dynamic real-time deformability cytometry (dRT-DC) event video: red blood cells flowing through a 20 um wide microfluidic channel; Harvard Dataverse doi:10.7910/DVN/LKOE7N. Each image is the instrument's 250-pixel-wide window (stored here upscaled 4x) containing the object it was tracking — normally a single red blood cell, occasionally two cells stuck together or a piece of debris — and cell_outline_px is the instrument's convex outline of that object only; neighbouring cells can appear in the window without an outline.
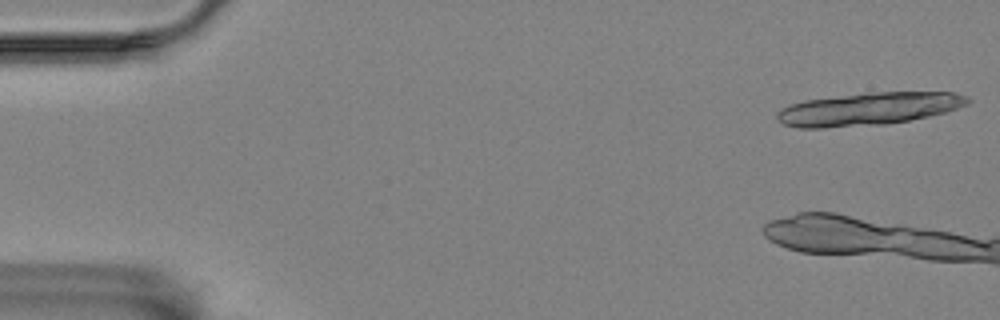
{"species": "Egyptian fruit bat (a non-hibernating species)", "species_latin": "Rousettus aegyptiacus", "temperature_condition": "room temperature", "stored_images_in_passage": 13, "camera_frame_rate_fps": 3000, "um_per_image_px": 0.085, "animal": {"sex": "female"}, "frame": {"image": 1, "passage_image": 1, "time_ms": 0.0, "image_size_px": [1000, 320], "cell_outline_px": [[972, 100], [968, 104], [944, 112], [928, 116], [908, 120], [884, 124], [824, 128], [800, 128], [784, 124], [776, 120], [776, 112], [780, 108], [804, 100], [864, 92], [956, 92], [968, 96]], "centroid_in_image_um": [73.8, 9.24], "position_along_channel_um": 11.2, "area_um2": 36.53}}